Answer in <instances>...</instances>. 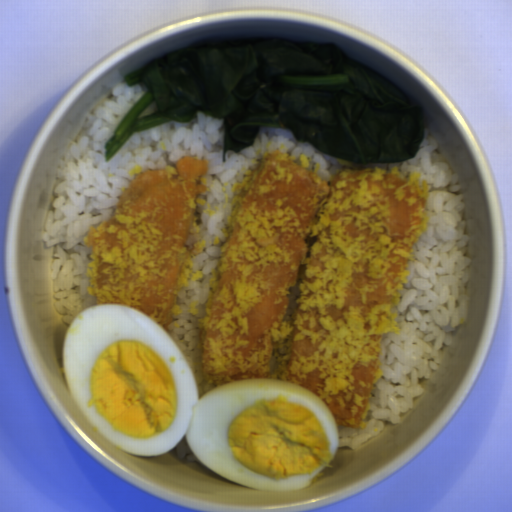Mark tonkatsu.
<instances>
[{
  "label": "tonkatsu",
  "mask_w": 512,
  "mask_h": 512,
  "mask_svg": "<svg viewBox=\"0 0 512 512\" xmlns=\"http://www.w3.org/2000/svg\"><path fill=\"white\" fill-rule=\"evenodd\" d=\"M207 168L205 157L183 156L175 166L129 169L114 214L83 236L91 248L87 290L96 305H126L170 331L181 309L178 292L189 278H203L193 268L203 240L192 247L188 240L201 221Z\"/></svg>",
  "instance_id": "obj_2"
},
{
  "label": "tonkatsu",
  "mask_w": 512,
  "mask_h": 512,
  "mask_svg": "<svg viewBox=\"0 0 512 512\" xmlns=\"http://www.w3.org/2000/svg\"><path fill=\"white\" fill-rule=\"evenodd\" d=\"M259 149L232 203L199 319L200 378L212 388L251 378L312 392L337 426L367 428L383 376V334L399 335L398 291L430 219L428 183L399 167L360 168Z\"/></svg>",
  "instance_id": "obj_1"
}]
</instances>
